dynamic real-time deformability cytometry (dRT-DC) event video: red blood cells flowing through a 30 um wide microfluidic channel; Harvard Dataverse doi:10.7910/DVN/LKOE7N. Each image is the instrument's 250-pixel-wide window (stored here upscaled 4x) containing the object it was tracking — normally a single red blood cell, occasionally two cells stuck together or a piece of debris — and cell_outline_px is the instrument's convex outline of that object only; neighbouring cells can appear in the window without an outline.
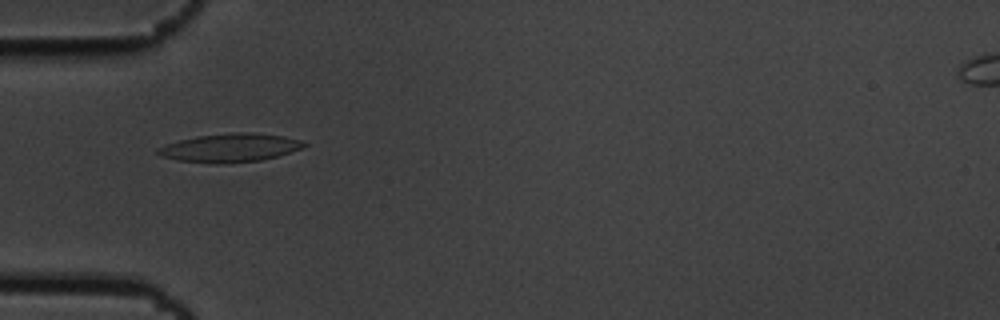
{"species": "common noctule bat (a hibernating species)", "species_latin": "Nyctalus noctula", "temperature_condition": "cold", "stored_images_in_passage": 48, "camera_frame_rate_fps": 3000, "um_per_image_px": 0.085, "animal": {"sex": "male", "body_mass_g": 19.5, "forearm_length_mm": 54.6}, "frame": {"image": 1, "passage_image": 10, "time_ms": 3.0, "image_size_px": [1000, 320], "cell_outline_px": [[308, 144], [300, 148], [276, 156], [260, 160], [176, 160], [160, 156], [156, 152], [156, 148], [180, 140], [196, 136], [232, 132], [252, 132], [284, 136], [300, 140]], "centroid_in_image_um": [19.56, 12.49], "position_along_channel_um": 65.4, "area_um2": 22.89}}
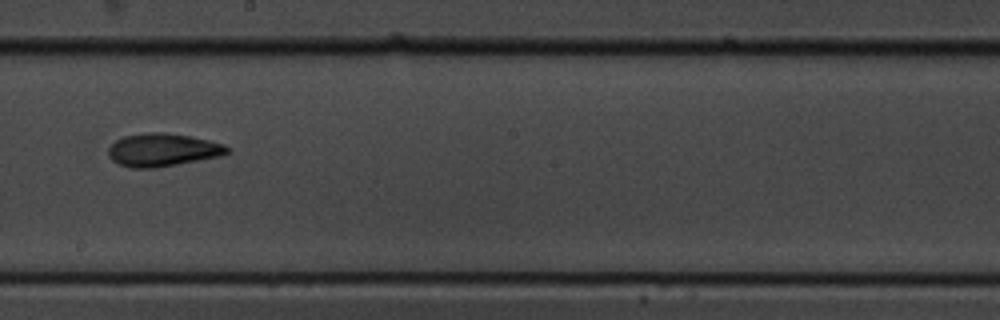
{"frame": {"image": 2, "passage_image": 24, "time_ms": 7.667, "image_size_px": [1000, 320], "cell_outline_px": [[232, 152], [220, 156], [156, 168], [128, 168], [116, 164], [108, 156], [108, 148], [116, 140], [124, 136], [148, 132], [164, 132], [188, 136], [208, 140], [224, 144]], "centroid_in_image_um": [13.79, 12.75], "position_along_channel_um": 234.4, "area_um2": 22.95}}
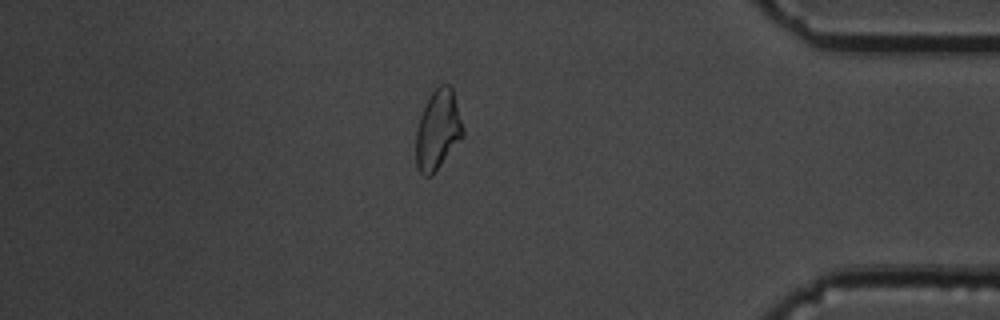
{"frame": {"image": 3, "passage_image": 40, "time_ms": 13.0, "image_size_px": [1000, 320], "cell_outline_px": [[464, 136], [432, 176], [424, 176], [416, 168], [416, 128], [420, 116], [428, 96], [440, 84], [448, 84], [452, 88], [464, 128]], "centroid_in_image_um": [37.21, 11.06], "position_along_channel_um": 398.0, "area_um2": 22.02}, "authors_computed_cell_mechanics": {"area_um2": 22.0796, "velocity_mm_per_s": 3.643, "shape_relaxation_time_tau1_ms": 3.8893, "shape_relaxation_time_tau2_ms": 3.0097, "deformation_change_tau1": 0.1681, "deformation_change_tau2": 0.1055}}